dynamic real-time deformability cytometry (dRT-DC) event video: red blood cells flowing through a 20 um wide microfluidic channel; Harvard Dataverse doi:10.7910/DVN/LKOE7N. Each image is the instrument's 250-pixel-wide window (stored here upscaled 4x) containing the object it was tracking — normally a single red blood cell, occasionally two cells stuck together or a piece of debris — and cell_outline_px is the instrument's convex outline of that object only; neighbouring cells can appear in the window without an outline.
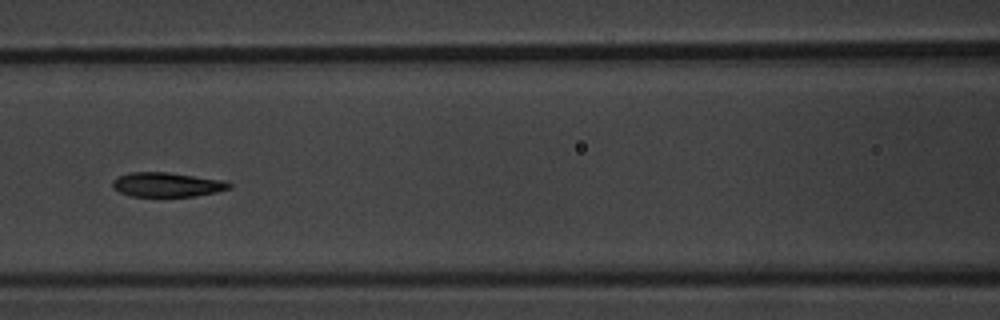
{"species": "common noctule bat (a hibernating species)", "species_latin": "Nyctalus noctula", "temperature_condition": "warm", "stored_images_in_passage": 8, "camera_frame_rate_fps": 3000, "um_per_image_px": 0.085, "animal": {"sex": "male", "body_mass_g": 20.1, "forearm_length_mm": 53.5}, "frame": {"image": 1, "passage_image": 7, "time_ms": 6.667, "image_size_px": [1000, 320], "cell_outline_px": [[232, 188], [216, 192], [196, 196], [132, 196], [120, 192], [112, 188], [112, 180], [116, 176], [128, 172], [168, 172], [224, 180], [232, 184]], "centroid_in_image_um": [14.18, 15.68], "position_along_channel_um": 152.4, "area_um2": 16.76}}
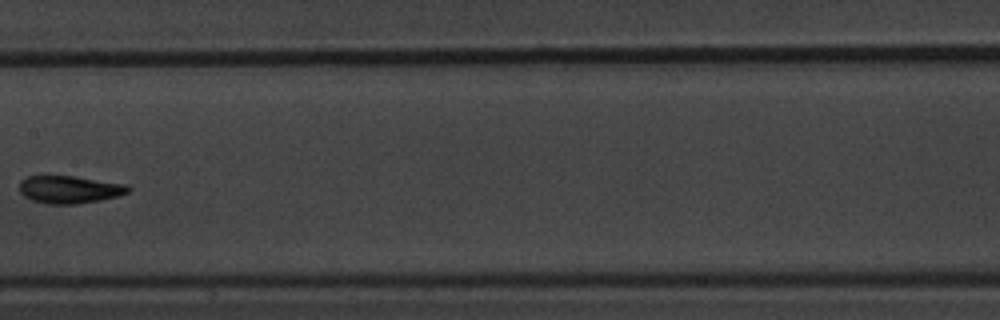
{"frame": {"image": 2, "passage_image": 8, "time_ms": 8.0, "image_size_px": [1000, 320], "cell_outline_px": [[132, 188], [128, 192], [120, 196], [100, 200], [76, 204], [44, 204], [32, 200], [24, 196], [20, 192], [20, 180], [28, 176], [76, 176], [128, 184]], "centroid_in_image_um": [5.94, 16.11], "position_along_channel_um": 201.5, "area_um2": 17.74}}